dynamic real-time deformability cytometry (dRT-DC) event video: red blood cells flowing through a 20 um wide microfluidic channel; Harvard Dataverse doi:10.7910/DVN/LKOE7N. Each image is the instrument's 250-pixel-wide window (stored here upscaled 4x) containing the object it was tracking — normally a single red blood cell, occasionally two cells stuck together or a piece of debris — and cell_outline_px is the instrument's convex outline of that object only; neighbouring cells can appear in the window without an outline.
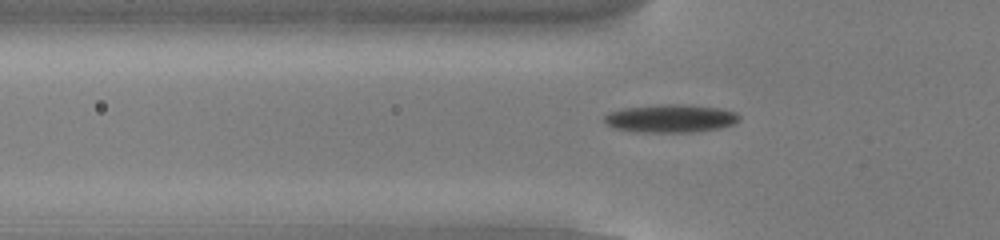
{"species": "common noctule bat (a hibernating species)", "species_latin": "Nyctalus noctula", "temperature_condition": "cold", "stored_images_in_passage": 54, "camera_frame_rate_fps": 3000, "um_per_image_px": 0.085, "animal": {"sex": "male", "body_mass_g": 13.0, "forearm_length_mm": 53.1}, "frame": {"image": 1, "passage_image": 18, "time_ms": 5.667, "image_size_px": [1000, 240], "cell_outline_px": [[740, 120], [732, 124], [720, 128], [692, 132], [636, 132], [612, 128], [604, 120], [604, 116], [608, 112], [624, 108], [664, 104], [680, 104], [720, 108], [736, 112], [740, 116]], "centroid_in_image_um": [56.99, 10.07], "position_along_channel_um": 68.8, "area_um2": 22.08}}
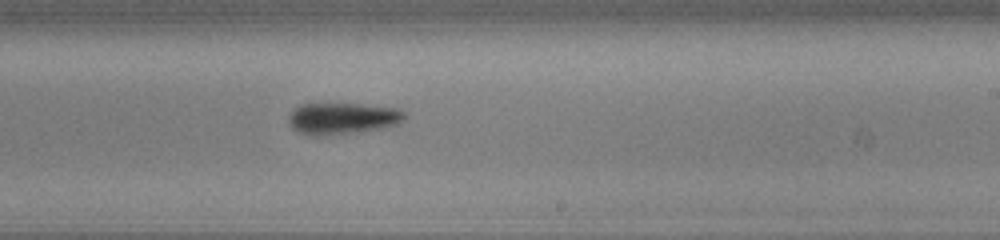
{"frame": {"image": 2, "passage_image": 33, "time_ms": 10.667, "image_size_px": [1000, 240], "cell_outline_px": [[404, 116], [400, 124], [384, 128], [356, 132], [324, 136], [312, 136], [300, 132], [292, 128], [288, 124], [288, 116], [292, 108], [300, 104], [360, 104], [400, 108], [404, 112]], "centroid_in_image_um": [29.08, 10.07], "position_along_channel_um": 259.9, "area_um2": 21.62}}
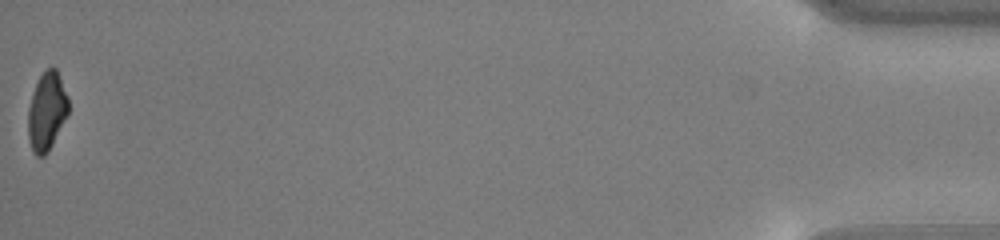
{"frame": {"image": 3, "passage_image": 54, "time_ms": 17.667, "image_size_px": [1000, 240], "cell_outline_px": [[68, 116], [48, 152], [44, 156], [36, 156], [32, 152], [28, 136], [28, 108], [36, 84], [40, 76], [48, 68], [56, 68], [60, 76], [68, 96]], "centroid_in_image_um": [3.99, 9.5], "position_along_channel_um": 431.2, "area_um2": 18.44}, "authors_computed_cell_mechanics": {"area_um2": 20.0855, "velocity_mm_per_s": 3.8429, "shape_relaxation_time_tau1_ms": 2.6785, "shape_relaxation_time_tau2_ms": null, "deformation_change_tau1": 0.0965, "deformation_change_tau2": null}}